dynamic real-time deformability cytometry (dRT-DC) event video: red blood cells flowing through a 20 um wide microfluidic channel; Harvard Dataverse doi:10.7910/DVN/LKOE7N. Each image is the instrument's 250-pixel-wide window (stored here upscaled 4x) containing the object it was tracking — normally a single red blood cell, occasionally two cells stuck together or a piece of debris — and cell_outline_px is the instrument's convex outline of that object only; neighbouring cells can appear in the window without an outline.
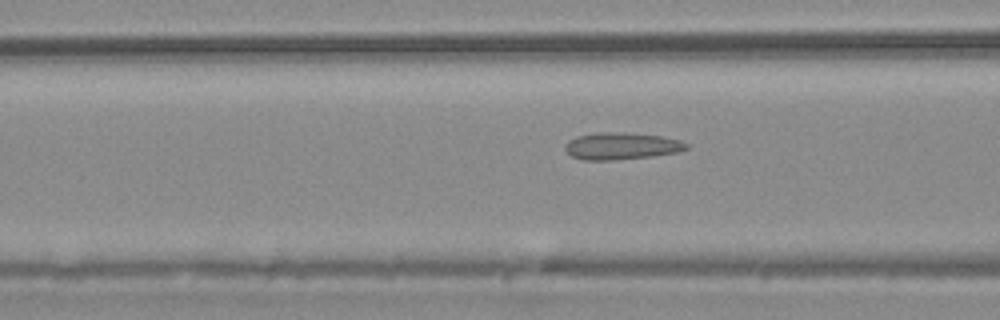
{"species": "common noctule bat (a hibernating species)", "species_latin": "Nyctalus noctula", "temperature_condition": "warm", "stored_images_in_passage": 49, "camera_frame_rate_fps": 3000, "um_per_image_px": 0.085, "animal": {"sex": "male", "body_mass_g": 20.4}, "frame": {"image": 1, "passage_image": 16, "time_ms": 5.0, "image_size_px": [1000, 320], "cell_outline_px": [[688, 148], [680, 152], [652, 156], [612, 160], [584, 160], [572, 156], [564, 148], [564, 144], [568, 140], [576, 136], [600, 132], [624, 132], [660, 136], [680, 140], [688, 144]], "centroid_in_image_um": [52.81, 12.41], "position_along_channel_um": 113.8, "area_um2": 19.13}}
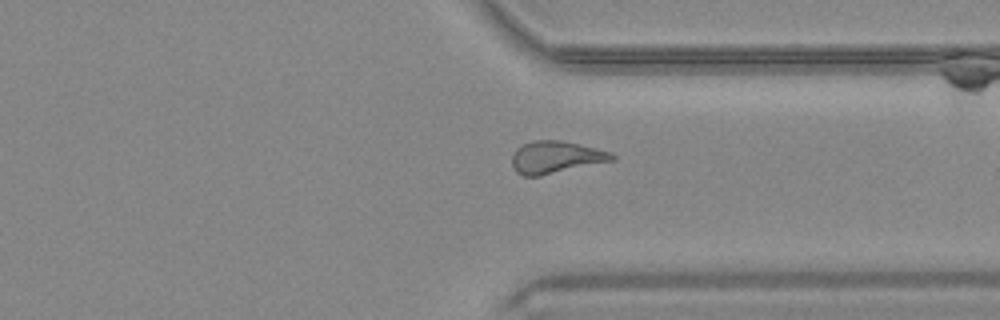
{"frame": {"image": 2, "passage_image": 36, "time_ms": 11.667, "image_size_px": [1000, 320], "cell_outline_px": [[616, 160], [540, 176], [524, 176], [516, 172], [512, 164], [512, 156], [516, 148], [532, 140], [560, 140], [580, 144], [608, 152], [616, 156]], "centroid_in_image_um": [47.23, 13.37], "position_along_channel_um": 364.2, "area_um2": 18.79}}
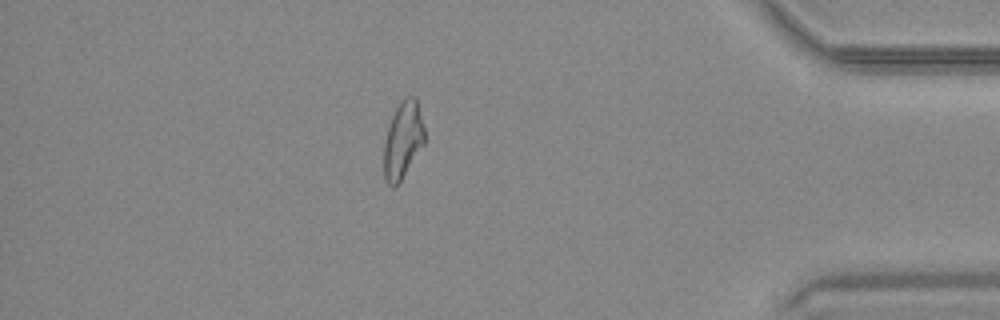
{"frame": {"image": 3, "passage_image": 42, "time_ms": 13.667, "image_size_px": [1000, 320], "cell_outline_px": [[424, 144], [396, 188], [392, 188], [388, 184], [384, 176], [384, 144], [388, 128], [392, 116], [396, 108], [408, 96], [416, 96], [424, 128]], "centroid_in_image_um": [34.25, 11.95], "position_along_channel_um": 401.0, "area_um2": 18.03}, "authors_computed_cell_mechanics": {"area_um2": 18.8428, "velocity_mm_per_s": 3.7457, "shape_relaxation_time_tau1_ms": null, "shape_relaxation_time_tau2_ms": 1.9588, "deformation_change_tau1": null, "deformation_change_tau2": 0.1164}}